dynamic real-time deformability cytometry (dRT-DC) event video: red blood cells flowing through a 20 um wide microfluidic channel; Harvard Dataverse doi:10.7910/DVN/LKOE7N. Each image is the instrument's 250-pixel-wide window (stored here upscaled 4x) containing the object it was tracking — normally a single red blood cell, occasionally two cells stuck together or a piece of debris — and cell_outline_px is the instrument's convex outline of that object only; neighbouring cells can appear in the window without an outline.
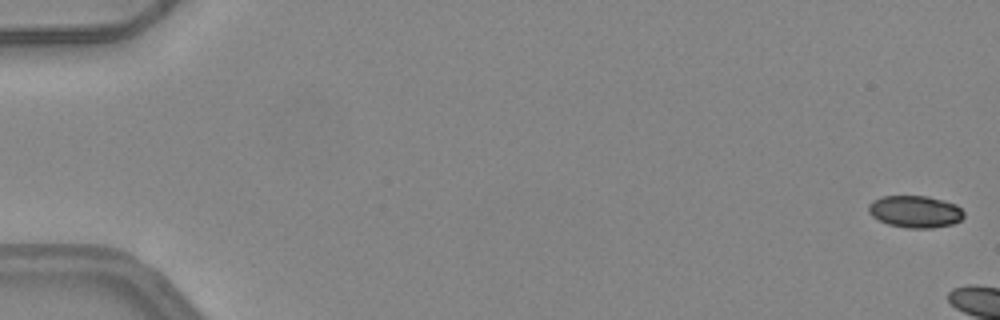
{"species": "common noctule bat (a hibernating species)", "species_latin": "Nyctalus noctula", "temperature_condition": "warm", "stored_images_in_passage": 5, "camera_frame_rate_fps": 3000, "um_per_image_px": 0.085, "animal": {"sex": "female", "body_mass_g": 24.6, "forearm_length_mm": 56.2}, "frame": {"image": 1, "passage_image": 1, "time_ms": 0.0, "image_size_px": [1000, 320], "cell_outline_px": [[964, 216], [960, 220], [952, 224], [932, 228], [908, 228], [888, 224], [872, 216], [868, 212], [868, 204], [872, 200], [880, 196], [928, 196], [944, 200], [956, 204], [964, 212]], "centroid_in_image_um": [77.78, 17.97], "position_along_channel_um": 7.2, "area_um2": 17.92}}